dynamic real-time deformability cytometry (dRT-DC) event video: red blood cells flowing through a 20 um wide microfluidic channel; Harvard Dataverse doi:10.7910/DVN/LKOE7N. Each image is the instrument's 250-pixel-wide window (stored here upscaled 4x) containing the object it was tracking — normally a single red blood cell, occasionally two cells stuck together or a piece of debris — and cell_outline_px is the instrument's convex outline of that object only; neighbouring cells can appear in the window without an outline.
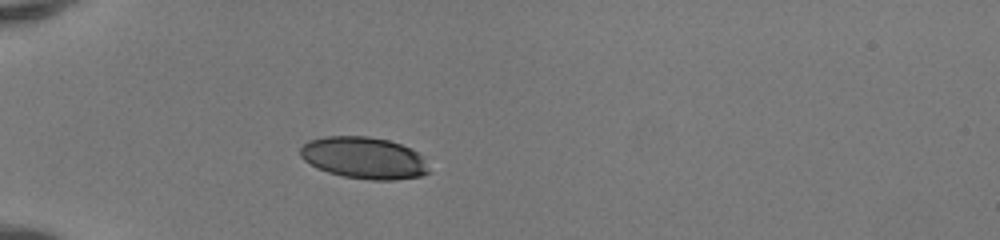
{"species": "human", "species_latin": "Homo sapiens", "temperature_condition": "room temperature", "stored_images_in_passage": 29, "camera_frame_rate_fps": 3000, "um_per_image_px": 0.085, "donor": {"sex": "female"}, "frame": {"image": 1, "passage_image": 5, "time_ms": 1.333, "image_size_px": [1000, 240], "cell_outline_px": [[424, 172], [412, 176], [352, 176], [336, 172], [324, 168], [308, 160], [308, 144], [320, 140], [384, 140], [408, 148], [412, 152]], "centroid_in_image_um": [30.97, 13.42], "position_along_channel_um": 54.0, "area_um2": 24.8}}
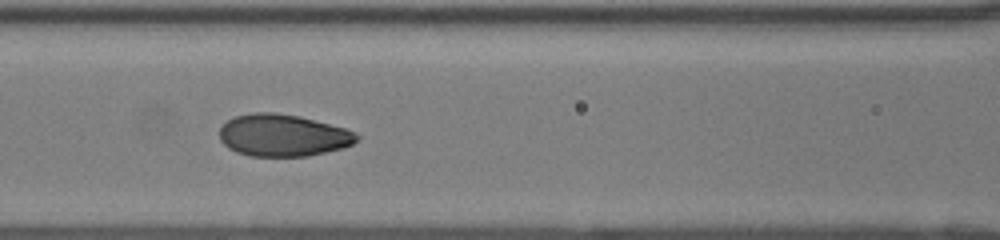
{"frame": {"image": 2, "passage_image": 13, "time_ms": 4.0, "image_size_px": [1000, 240], "cell_outline_px": [[352, 140], [348, 144], [316, 152], [292, 156], [268, 156], [244, 152], [228, 144], [224, 140], [224, 128], [232, 120], [244, 116], [288, 116], [308, 120], [336, 128], [348, 132], [352, 136]], "centroid_in_image_um": [24.02, 11.55], "position_along_channel_um": 142.6, "area_um2": 28.44}}
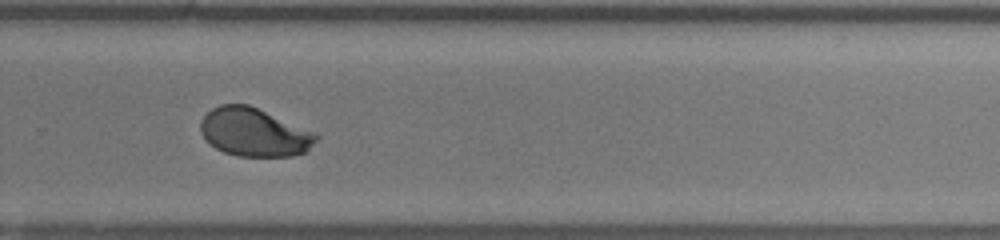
{"frame": {"image": 3, "passage_image": 25, "time_ms": 8.0, "image_size_px": [1000, 240], "cell_outline_px": [[308, 140], [304, 148], [300, 152], [276, 156], [252, 156], [228, 152], [220, 148], [208, 136], [212, 112], [216, 108], [228, 104], [240, 104], [252, 108], [268, 116]], "centroid_in_image_um": [21.43, 11.29], "position_along_channel_um": 308.4, "area_um2": 25.84}}